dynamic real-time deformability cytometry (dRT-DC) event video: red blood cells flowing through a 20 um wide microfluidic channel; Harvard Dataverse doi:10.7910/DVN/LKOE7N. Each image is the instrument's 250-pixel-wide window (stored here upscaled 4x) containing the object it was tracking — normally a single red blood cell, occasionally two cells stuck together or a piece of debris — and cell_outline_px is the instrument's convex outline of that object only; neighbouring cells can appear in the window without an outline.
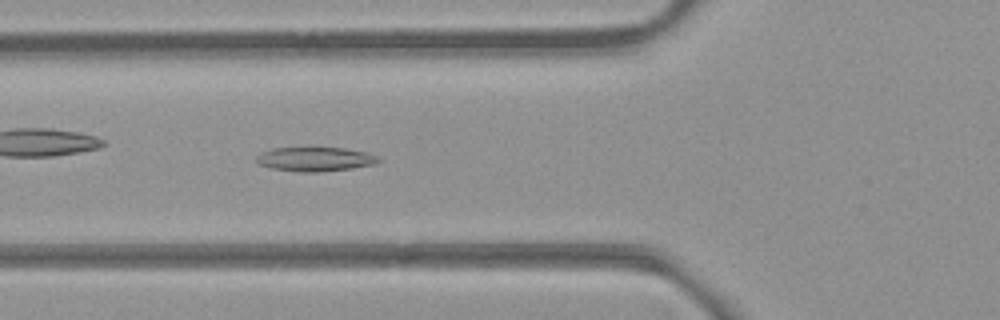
{"species": "common noctule bat (a hibernating species)", "species_latin": "Nyctalus noctula", "temperature_condition": "room temperature", "stored_images_in_passage": 42, "camera_frame_rate_fps": 3000, "um_per_image_px": 0.085, "animal": {"sex": "female", "body_mass_g": 21.9}, "frame": {"image": 1, "passage_image": 8, "time_ms": 2.333, "image_size_px": [1000, 320], "cell_outline_px": [[380, 160], [376, 164], [352, 168], [324, 172], [296, 172], [272, 168], [260, 164], [256, 160], [256, 156], [260, 152], [272, 148], [312, 144], [344, 148], [368, 152], [376, 156]], "centroid_in_image_um": [26.76, 13.47], "position_along_channel_um": 99.0, "area_um2": 18.32}}
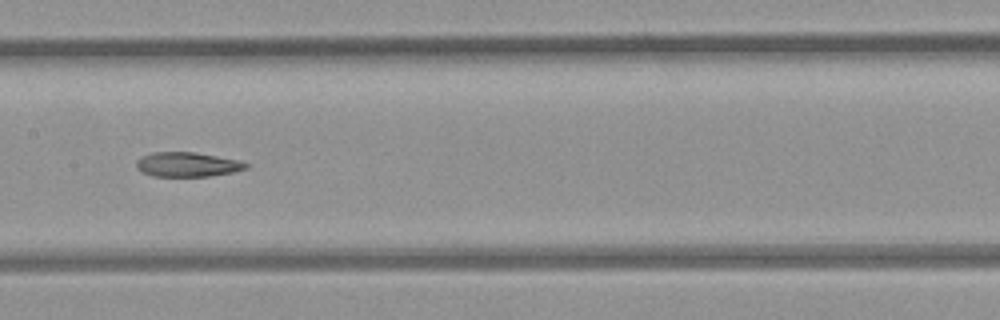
{"frame": {"image": 2, "passage_image": 15, "time_ms": 4.667, "image_size_px": [1000, 320], "cell_outline_px": [[248, 168], [232, 172], [208, 176], [152, 176], [136, 168], [136, 160], [152, 152], [196, 152], [240, 160], [248, 164]], "centroid_in_image_um": [15.93, 13.97], "position_along_channel_um": 191.5, "area_um2": 15.61}}
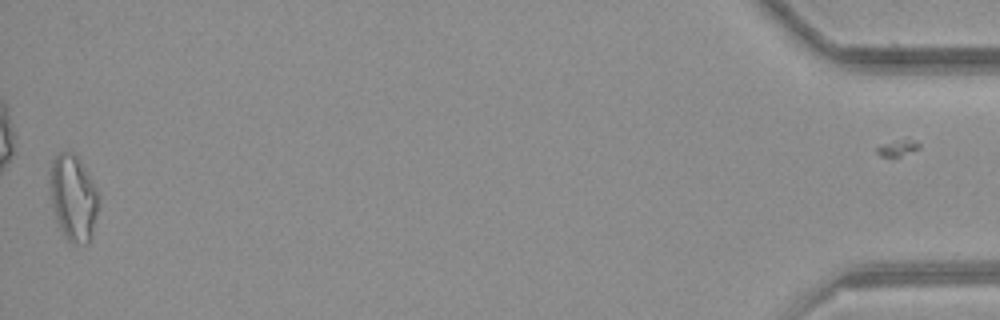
{"frame": {"image": 3, "passage_image": 41, "time_ms": 13.333, "image_size_px": [1000, 320], "cell_outline_px": [[100, 200], [88, 244], [72, 244], [68, 240], [60, 228], [56, 220], [52, 204], [48, 180], [48, 172], [56, 156], [60, 152], [72, 152], [80, 156], [100, 196]], "centroid_in_image_um": [6.22, 16.76], "position_along_channel_um": 429.0, "area_um2": 24.68}, "authors_computed_cell_mechanics": {"area_um2": 17.1955, "velocity_mm_per_s": 3.9292, "shape_relaxation_time_tau1_ms": null, "shape_relaxation_time_tau2_ms": 8.7651, "deformation_change_tau1": null, "deformation_change_tau2": 0.1765}}